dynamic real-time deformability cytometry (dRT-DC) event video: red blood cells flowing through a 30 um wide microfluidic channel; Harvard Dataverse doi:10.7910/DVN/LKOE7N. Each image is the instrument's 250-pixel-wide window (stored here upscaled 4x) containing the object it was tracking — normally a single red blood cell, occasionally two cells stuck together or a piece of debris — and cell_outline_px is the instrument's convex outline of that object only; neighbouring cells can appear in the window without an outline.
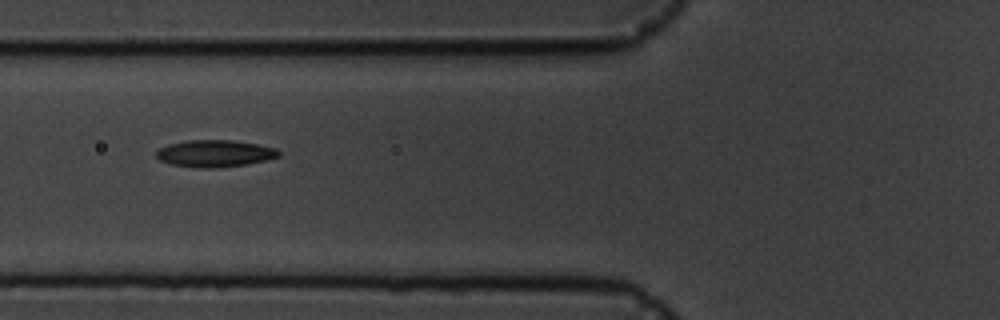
{"species": "common noctule bat (a hibernating species)", "species_latin": "Nyctalus noctula", "temperature_condition": "cold", "stored_images_in_passage": 7, "camera_frame_rate_fps": 3000, "um_per_image_px": 0.085, "animal": {"sex": "male", "body_mass_g": 19.5, "forearm_length_mm": 54.6}, "frame": {"image": 1, "passage_image": 7, "time_ms": 7.0, "image_size_px": [1000, 320], "cell_outline_px": [[280, 156], [264, 160], [244, 164], [216, 168], [196, 168], [168, 164], [160, 160], [156, 156], [156, 152], [160, 148], [168, 144], [188, 140], [232, 140], [256, 144], [276, 148], [280, 152]], "centroid_in_image_um": [18.22, 13.05], "position_along_channel_um": 107.6, "area_um2": 19.19}}